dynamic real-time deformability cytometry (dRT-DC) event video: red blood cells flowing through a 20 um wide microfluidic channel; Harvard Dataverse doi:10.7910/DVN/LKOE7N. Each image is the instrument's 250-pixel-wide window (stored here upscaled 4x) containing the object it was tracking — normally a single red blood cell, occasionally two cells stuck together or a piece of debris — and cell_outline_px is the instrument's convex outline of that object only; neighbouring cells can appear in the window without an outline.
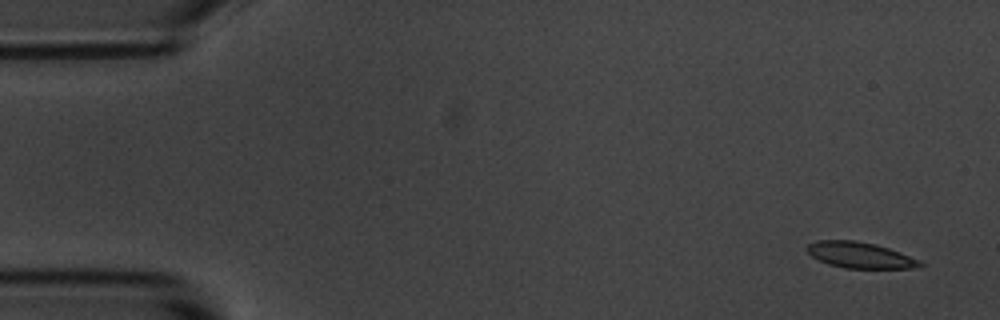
{"species": "common noctule bat (a hibernating species)", "species_latin": "Nyctalus noctula", "temperature_condition": "room temperature", "stored_images_in_passage": 5, "camera_frame_rate_fps": 3000, "um_per_image_px": 0.085, "animal": {"sex": "male", "body_mass_g": 20.1, "forearm_length_mm": 53.5}, "frame": {"image": 1, "passage_image": 1, "time_ms": 0.0, "image_size_px": [1000, 320], "cell_outline_px": [[924, 264], [920, 268], [844, 268], [828, 264], [812, 256], [804, 248], [808, 244], [820, 240], [856, 240], [876, 244], [900, 252], [920, 260]], "centroid_in_image_um": [73.11, 21.68], "position_along_channel_um": 11.9, "area_um2": 17.17}}
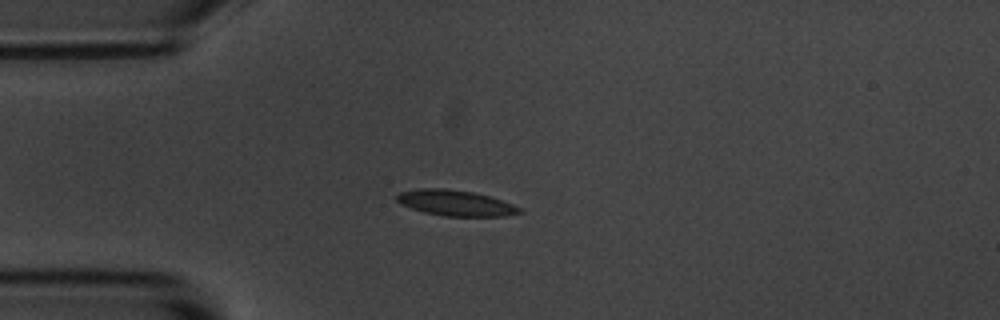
{"frame": {"image": 2, "passage_image": 4, "time_ms": 3.667, "image_size_px": [1000, 320], "cell_outline_px": [[520, 212], [508, 216], [444, 216], [424, 212], [400, 204], [396, 200], [396, 196], [400, 192], [420, 188], [444, 188], [472, 192], [488, 196], [512, 204], [520, 208]], "centroid_in_image_um": [38.68, 17.25], "position_along_channel_um": 46.3, "area_um2": 18.15}}